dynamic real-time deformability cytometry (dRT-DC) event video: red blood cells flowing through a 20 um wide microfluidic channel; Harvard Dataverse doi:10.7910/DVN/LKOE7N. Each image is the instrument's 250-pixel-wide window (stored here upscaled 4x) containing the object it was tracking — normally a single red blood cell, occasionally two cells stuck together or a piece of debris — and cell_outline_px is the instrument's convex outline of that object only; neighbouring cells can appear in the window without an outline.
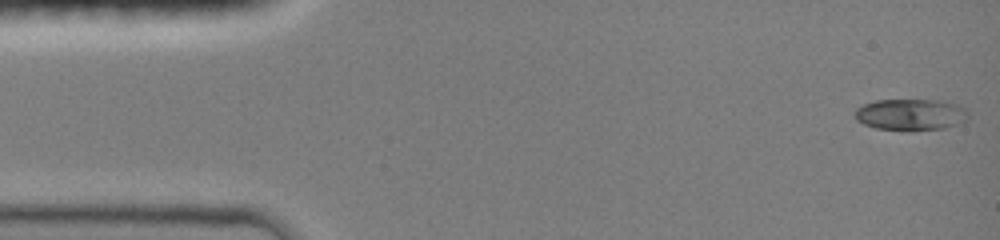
{"species": "common noctule bat (a hibernating species)", "species_latin": "Nyctalus noctula", "temperature_condition": "room temperature", "stored_images_in_passage": 47, "camera_frame_rate_fps": 3000, "um_per_image_px": 0.085, "animal": {"sex": "female", "body_mass_g": 19.0, "forearm_length_mm": 51.5}, "frame": {"image": 1, "passage_image": 1, "time_ms": 0.0, "image_size_px": [1000, 240], "cell_outline_px": [[968, 120], [944, 128], [908, 132], [876, 128], [864, 124], [856, 120], [856, 108], [864, 104], [876, 100], [940, 100], [956, 104], [968, 108]], "centroid_in_image_um": [77.44, 9.75], "position_along_channel_um": 7.6, "area_um2": 21.15}}
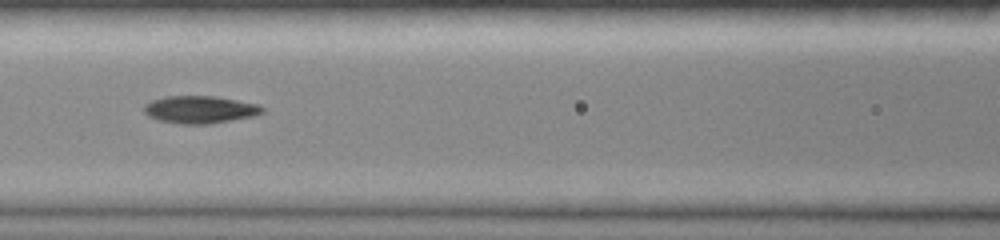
{"frame": {"image": 2, "passage_image": 20, "time_ms": 6.333, "image_size_px": [1000, 240], "cell_outline_px": [[264, 112], [252, 116], [232, 120], [208, 124], [180, 124], [156, 120], [148, 116], [144, 112], [144, 104], [152, 100], [164, 96], [216, 96], [260, 104], [264, 108]], "centroid_in_image_um": [16.98, 9.31], "position_along_channel_um": 149.6, "area_um2": 19.13}}
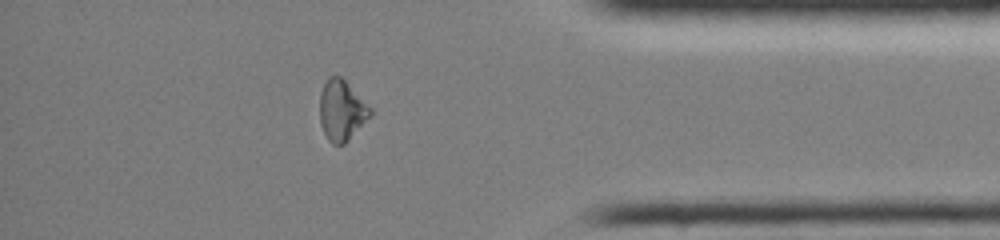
{"frame": {"image": 3, "passage_image": 40, "time_ms": 13.0, "image_size_px": [1000, 240], "cell_outline_px": [[372, 116], [344, 144], [332, 144], [328, 140], [320, 124], [320, 92], [328, 76], [340, 76], [372, 108]], "centroid_in_image_um": [29.05, 9.39], "position_along_channel_um": 406.2, "area_um2": 17.8}, "authors_computed_cell_mechanics": {"area_um2": 18.6116, "velocity_mm_per_s": 4.0721, "shape_relaxation_time_tau1_ms": 8.4133, "shape_relaxation_time_tau2_ms": 2.7395, "deformation_change_tau1": 0.2387, "deformation_change_tau2": 0.0662}}